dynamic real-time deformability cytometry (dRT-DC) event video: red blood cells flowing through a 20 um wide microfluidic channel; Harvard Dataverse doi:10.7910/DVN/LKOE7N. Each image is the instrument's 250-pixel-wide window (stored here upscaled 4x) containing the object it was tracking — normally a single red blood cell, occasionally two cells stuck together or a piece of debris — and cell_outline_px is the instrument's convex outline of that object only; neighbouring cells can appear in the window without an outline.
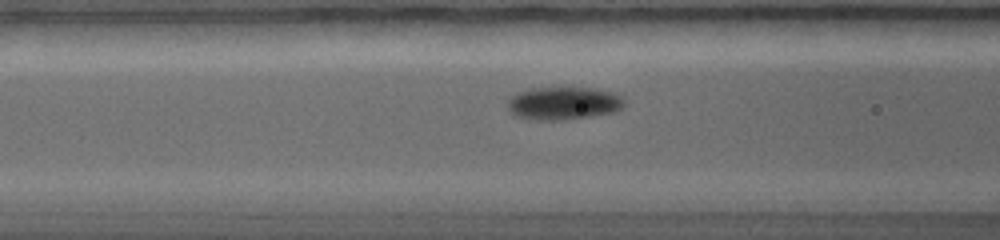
{"species": "common noctule bat (a hibernating species)", "species_latin": "Nyctalus noctula", "temperature_condition": "warm", "stored_images_in_passage": 24, "camera_frame_rate_fps": 5000, "um_per_image_px": 0.085, "animal": {"sex": "female", "body_mass_g": 19.0, "forearm_length_mm": 56.7}, "frame": {"image": 1, "passage_image": 8, "time_ms": 3.6, "image_size_px": [1000, 240], "cell_outline_px": [[624, 104], [620, 108], [612, 112], [564, 120], [532, 120], [516, 116], [508, 112], [508, 100], [516, 92], [528, 88], [556, 84], [592, 88], [612, 92], [620, 96], [624, 100]], "centroid_in_image_um": [47.81, 8.72], "position_along_channel_um": 118.8, "area_um2": 23.24}}
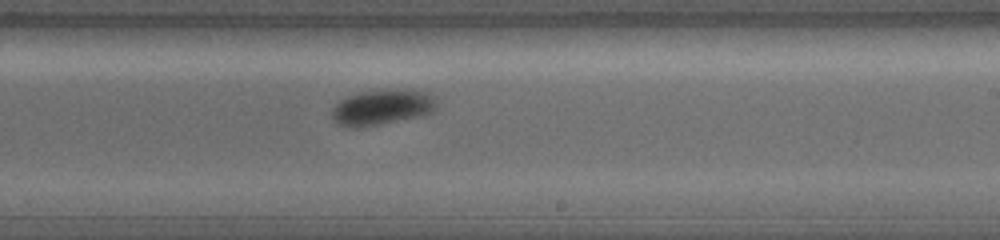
{"frame": {"image": 2, "passage_image": 14, "time_ms": 6.4, "image_size_px": [1000, 240], "cell_outline_px": [[436, 108], [432, 112], [420, 116], [380, 124], [356, 128], [352, 128], [336, 124], [332, 120], [332, 108], [340, 100], [348, 96], [364, 92], [424, 92], [432, 96], [436, 104]], "centroid_in_image_um": [32.39, 9.19], "position_along_channel_um": 256.6, "area_um2": 20.63}}
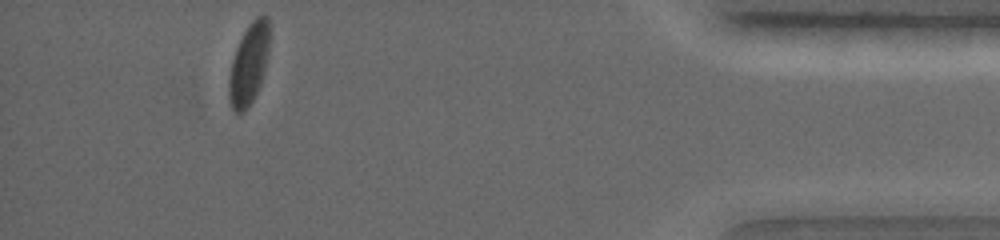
{"frame": {"image": 3, "passage_image": 24, "time_ms": 10.8, "image_size_px": [1000, 240], "cell_outline_px": [[268, 52], [264, 72], [260, 84], [252, 100], [244, 112], [236, 112], [232, 108], [228, 100], [228, 80], [232, 60], [236, 48], [248, 24], [256, 16], [268, 16]], "centroid_in_image_um": [21.13, 5.46], "position_along_channel_um": 414.1, "area_um2": 18.9}}